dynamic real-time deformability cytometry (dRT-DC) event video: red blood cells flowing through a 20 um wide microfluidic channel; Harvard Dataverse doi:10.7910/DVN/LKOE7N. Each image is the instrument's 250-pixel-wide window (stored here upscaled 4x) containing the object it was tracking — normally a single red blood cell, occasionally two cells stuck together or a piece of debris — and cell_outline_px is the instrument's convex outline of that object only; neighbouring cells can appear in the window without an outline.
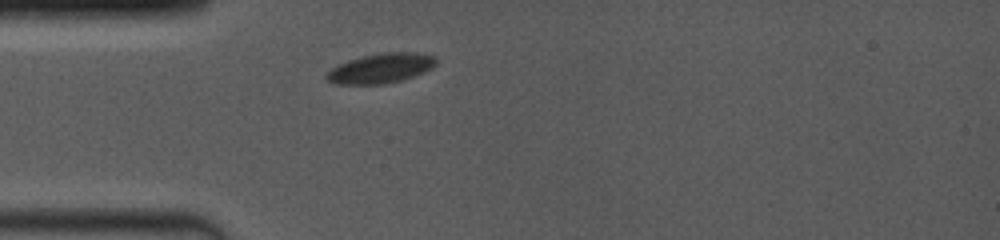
{"species": "common noctule bat (a hibernating species)", "species_latin": "Nyctalus noctula", "temperature_condition": "room temperature", "stored_images_in_passage": 36, "camera_frame_rate_fps": 4000, "um_per_image_px": 0.085, "animal": {"sex": "female", "body_mass_g": 19.0, "forearm_length_mm": 53.3}, "frame": {"image": 1, "passage_image": 1, "time_ms": 0.0, "image_size_px": [1000, 240], "cell_outline_px": [[436, 64], [432, 68], [424, 72], [400, 80], [384, 84], [332, 84], [324, 76], [336, 64], [360, 56], [384, 52], [416, 52], [436, 56]], "centroid_in_image_um": [32.35, 5.79], "position_along_channel_um": 52.7, "area_um2": 19.13}}
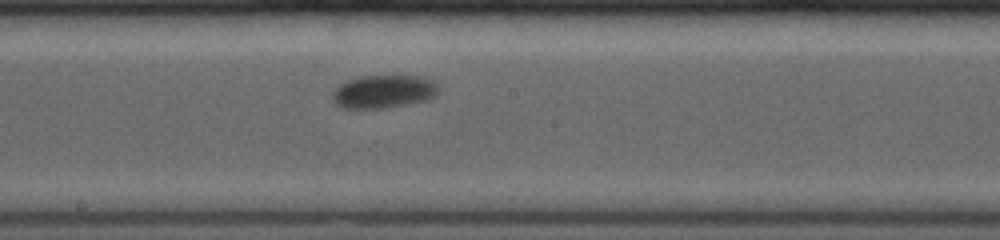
{"frame": {"image": 2, "passage_image": 16, "time_ms": 4.5, "image_size_px": [1000, 240], "cell_outline_px": [[440, 92], [436, 96], [428, 100], [384, 108], [340, 108], [332, 100], [332, 92], [340, 84], [348, 80], [360, 76], [420, 76], [432, 80], [440, 88]], "centroid_in_image_um": [32.62, 7.79], "position_along_channel_um": 215.6, "area_um2": 20.63}}
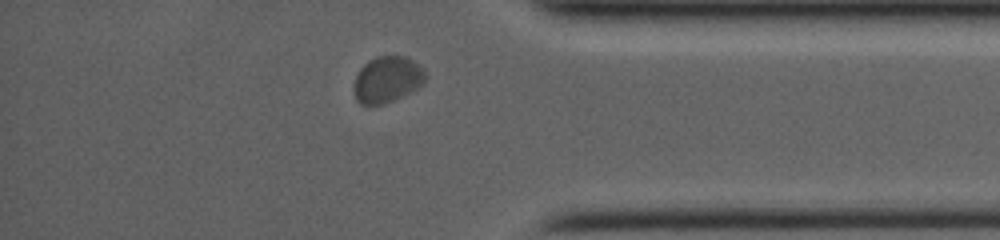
{"frame": {"image": 3, "passage_image": 31, "time_ms": 9.5, "image_size_px": [1000, 240], "cell_outline_px": [[428, 76], [424, 84], [384, 104], [360, 104], [356, 100], [352, 88], [356, 76], [360, 68], [368, 60], [376, 56], [404, 56], [412, 60], [424, 68]], "centroid_in_image_um": [32.91, 6.74], "position_along_channel_um": 402.3, "area_um2": 19.36}, "authors_computed_cell_mechanics": {"area_um2": 19.6809, "velocity_mm_per_s": 3.8152, "shape_relaxation_time_tau1_ms": 0.8619, "shape_relaxation_time_tau2_ms": null, "deformation_change_tau1": 0.045, "deformation_change_tau2": null}}